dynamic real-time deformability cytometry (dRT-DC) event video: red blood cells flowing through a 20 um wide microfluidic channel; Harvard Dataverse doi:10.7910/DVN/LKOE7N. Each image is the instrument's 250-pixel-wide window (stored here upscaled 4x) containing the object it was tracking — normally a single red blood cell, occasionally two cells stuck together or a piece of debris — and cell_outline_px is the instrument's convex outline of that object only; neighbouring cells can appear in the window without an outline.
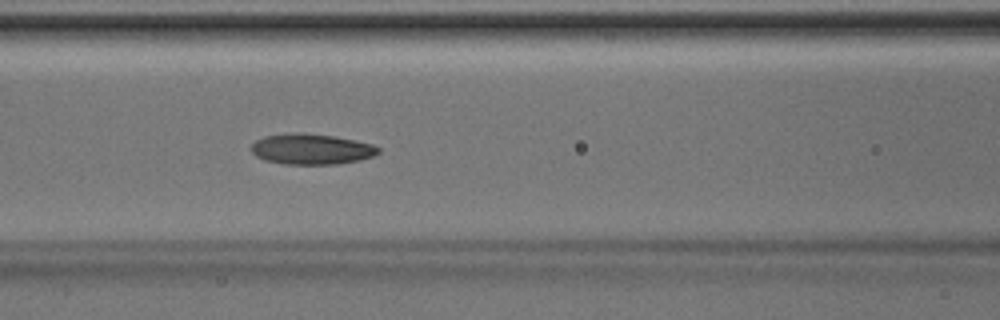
{"species": "Egyptian fruit bat (a non-hibernating species)", "species_latin": "Rousettus aegyptiacus", "temperature_condition": "room temperature", "stored_images_in_passage": 21, "camera_frame_rate_fps": 3000, "um_per_image_px": 0.085, "animal": {"sex": "male"}, "frame": {"image": 1, "passage_image": 10, "time_ms": 3.0, "image_size_px": [1000, 320], "cell_outline_px": [[380, 152], [372, 156], [360, 160], [336, 164], [284, 164], [264, 160], [256, 156], [252, 152], [252, 144], [256, 140], [264, 136], [304, 132], [332, 136], [372, 144], [380, 148]], "centroid_in_image_um": [26.46, 12.68], "position_along_channel_um": 140.1, "area_um2": 22.48}}